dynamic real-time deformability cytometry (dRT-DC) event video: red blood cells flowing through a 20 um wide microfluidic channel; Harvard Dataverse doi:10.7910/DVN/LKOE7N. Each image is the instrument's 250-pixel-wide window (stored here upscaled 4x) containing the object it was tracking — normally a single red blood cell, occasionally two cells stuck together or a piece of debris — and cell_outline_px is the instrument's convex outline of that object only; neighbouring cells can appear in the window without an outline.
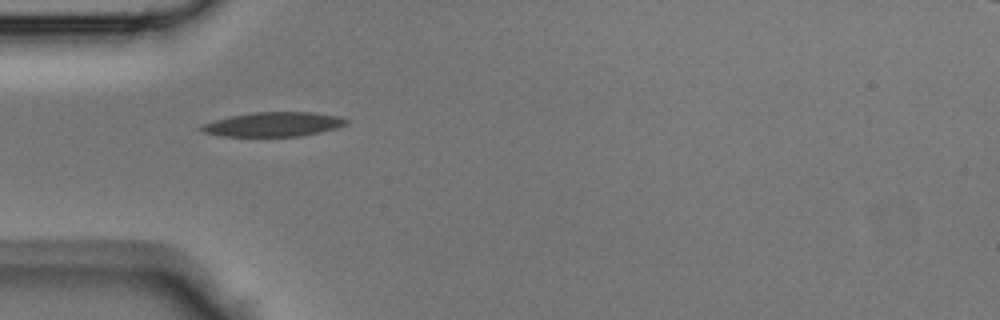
{"species": "Egyptian fruit bat (a non-hibernating species)", "species_latin": "Rousettus aegyptiacus", "temperature_condition": "room temperature", "stored_images_in_passage": 31, "camera_frame_rate_fps": 3000, "um_per_image_px": 0.085, "animal": {"sex": "male"}, "frame": {"image": 1, "passage_image": 1, "time_ms": 0.0, "image_size_px": [1000, 320], "cell_outline_px": [[352, 120], [348, 124], [336, 128], [320, 132], [300, 136], [220, 136], [204, 132], [196, 128], [200, 124], [228, 116], [252, 112], [312, 112], [340, 116]], "centroid_in_image_um": [23.23, 10.56], "position_along_channel_um": 61.8, "area_um2": 20.92}}
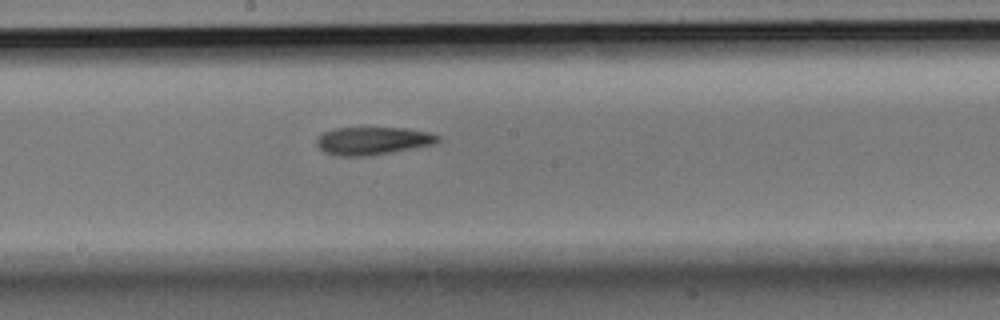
{"frame": {"image": 2, "passage_image": 11, "time_ms": 3.333, "image_size_px": [1000, 320], "cell_outline_px": [[440, 140], [436, 144], [416, 148], [372, 156], [336, 156], [324, 152], [316, 144], [316, 140], [324, 132], [336, 128], [404, 128], [428, 132], [440, 136]], "centroid_in_image_um": [31.72, 11.98], "position_along_channel_um": 216.5, "area_um2": 19.83}}
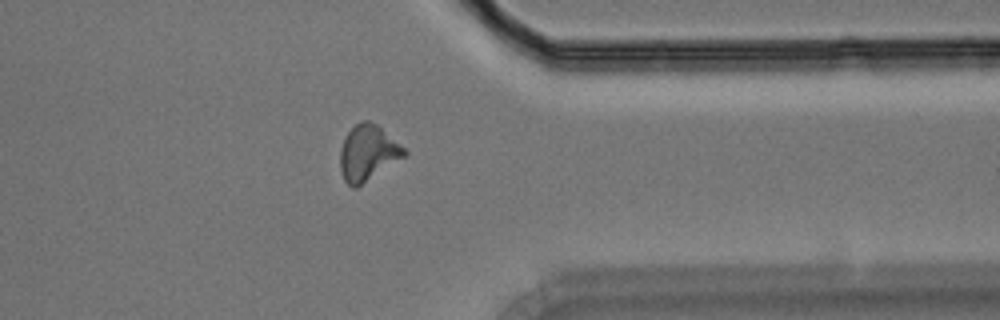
{"frame": {"image": 3, "passage_image": 22, "time_ms": 7.0, "image_size_px": [1000, 320], "cell_outline_px": [[408, 156], [356, 188], [352, 188], [344, 180], [340, 168], [340, 148], [348, 132], [356, 124], [364, 120], [368, 120], [376, 124], [404, 148], [408, 152]], "centroid_in_image_um": [31.28, 13.03], "position_along_channel_um": 380.1, "area_um2": 20.81}}